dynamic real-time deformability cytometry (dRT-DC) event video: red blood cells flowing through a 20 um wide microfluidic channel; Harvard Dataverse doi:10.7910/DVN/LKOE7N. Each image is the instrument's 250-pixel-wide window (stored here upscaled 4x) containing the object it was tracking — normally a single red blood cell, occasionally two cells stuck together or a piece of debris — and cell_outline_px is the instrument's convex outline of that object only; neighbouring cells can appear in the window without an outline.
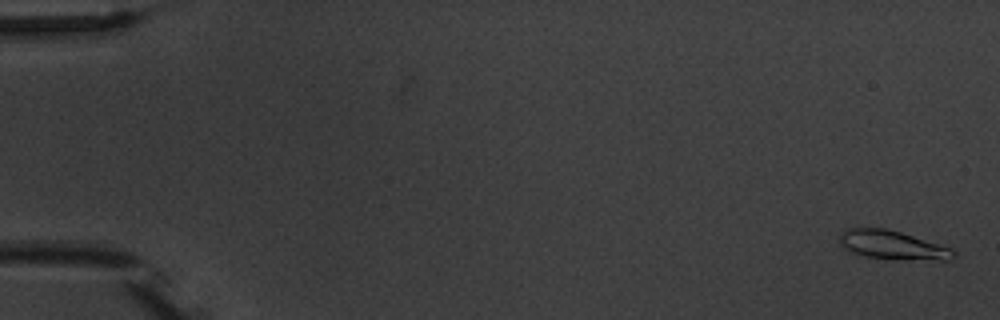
{"species": "common noctule bat (a hibernating species)", "species_latin": "Nyctalus noctula", "temperature_condition": "warm", "stored_images_in_passage": 8, "camera_frame_rate_fps": 3000, "um_per_image_px": 0.085, "animal": {"sex": "male", "body_mass_g": 20.1, "forearm_length_mm": 53.5}, "frame": {"image": 1, "passage_image": 1, "time_ms": 0.0, "image_size_px": [1000, 320], "cell_outline_px": [[956, 256], [948, 260], [892, 260], [864, 256], [848, 252], [840, 244], [840, 232], [848, 228], [884, 228], [900, 232], [952, 248], [956, 252]], "centroid_in_image_um": [75.85, 20.85], "position_along_channel_um": 9.1, "area_um2": 19.42}}
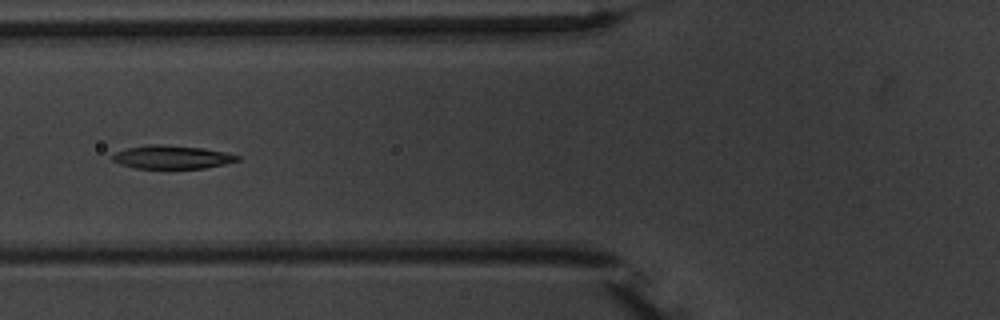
{"frame": {"image": 2, "passage_image": 6, "time_ms": 7.0, "image_size_px": [1000, 320], "cell_outline_px": [[240, 160], [224, 164], [204, 168], [136, 168], [120, 164], [112, 160], [112, 156], [116, 152], [128, 148], [148, 144], [160, 144], [204, 148], [224, 152], [240, 156]], "centroid_in_image_um": [14.62, 13.35], "position_along_channel_um": 111.2, "area_um2": 16.88}}
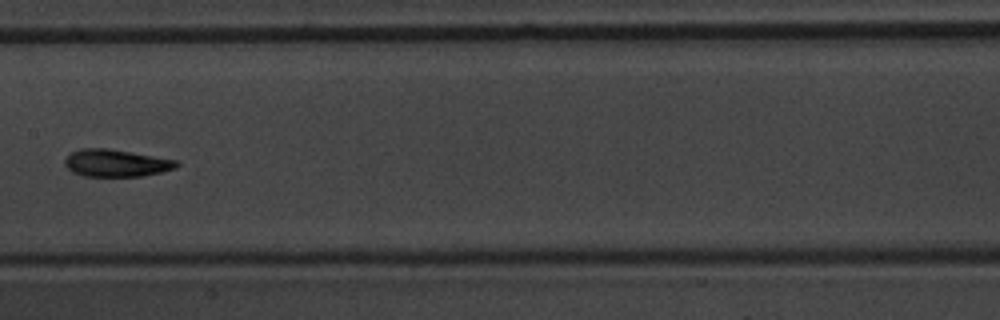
{"frame": {"image": 3, "passage_image": 8, "time_ms": 9.333, "image_size_px": [1000, 320], "cell_outline_px": [[180, 164], [176, 168], [160, 172], [140, 176], [84, 176], [72, 172], [64, 164], [64, 160], [72, 152], [80, 148], [108, 148], [176, 160]], "centroid_in_image_um": [9.85, 13.86], "position_along_channel_um": 197.6, "area_um2": 17.63}}